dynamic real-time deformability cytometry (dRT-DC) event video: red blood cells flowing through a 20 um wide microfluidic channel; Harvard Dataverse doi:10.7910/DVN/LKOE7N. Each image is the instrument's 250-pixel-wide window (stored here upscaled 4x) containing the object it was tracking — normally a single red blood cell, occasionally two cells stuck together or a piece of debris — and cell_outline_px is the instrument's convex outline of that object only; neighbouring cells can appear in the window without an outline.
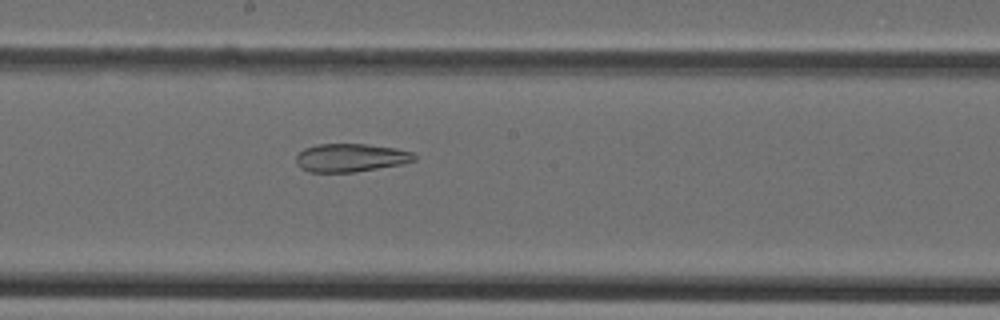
{"species": "Egyptian fruit bat (a non-hibernating species)", "species_latin": "Rousettus aegyptiacus", "temperature_condition": "cold", "stored_images_in_passage": 35, "camera_frame_rate_fps": 3000, "um_per_image_px": 0.085, "animal": {"sex": "female"}, "frame": {"image": 1, "passage_image": 15, "time_ms": 4.667, "image_size_px": [1000, 320], "cell_outline_px": [[416, 160], [400, 164], [352, 172], [308, 172], [300, 168], [296, 164], [296, 156], [304, 148], [316, 144], [364, 144], [396, 148], [412, 152], [416, 156]], "centroid_in_image_um": [29.76, 13.4], "position_along_channel_um": 218.4, "area_um2": 19.36}}
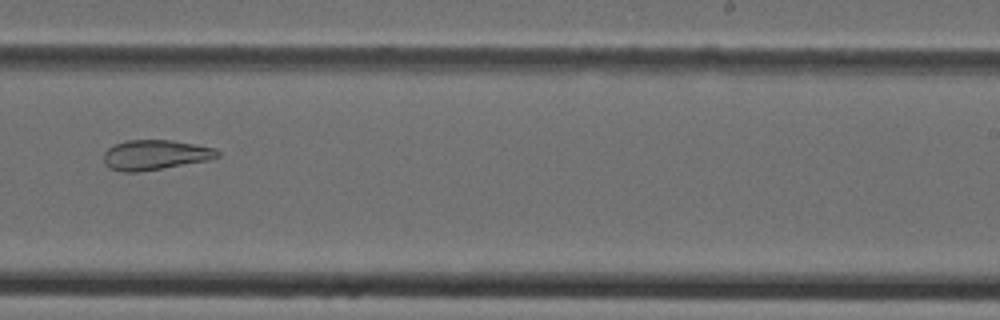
{"frame": {"image": 2, "passage_image": 19, "time_ms": 6.0, "image_size_px": [1000, 320], "cell_outline_px": [[220, 156], [208, 160], [136, 172], [120, 172], [108, 168], [104, 164], [104, 152], [108, 148], [124, 140], [172, 140], [196, 144], [216, 148], [220, 152]], "centroid_in_image_um": [13.17, 13.16], "position_along_channel_um": 275.8, "area_um2": 19.88}}
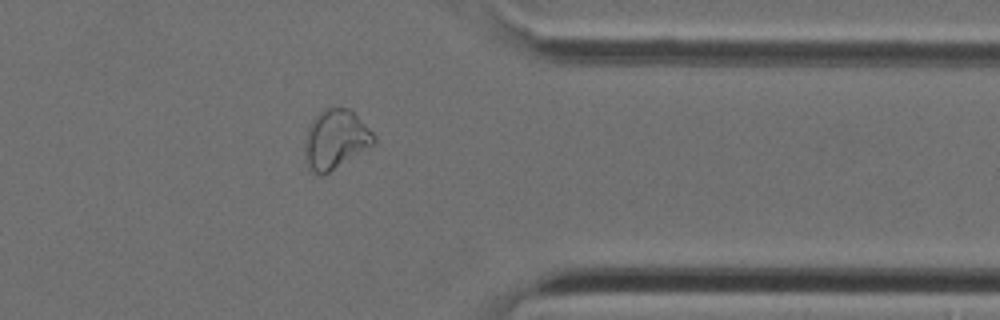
{"frame": {"image": 3, "passage_image": 27, "time_ms": 8.667, "image_size_px": [1000, 320], "cell_outline_px": [[376, 140], [372, 144], [328, 172], [320, 176], [312, 172], [304, 160], [304, 140], [308, 128], [312, 120], [320, 112], [332, 104], [348, 108], [376, 136]], "centroid_in_image_um": [28.45, 11.82], "position_along_channel_um": 382.9, "area_um2": 23.58}}